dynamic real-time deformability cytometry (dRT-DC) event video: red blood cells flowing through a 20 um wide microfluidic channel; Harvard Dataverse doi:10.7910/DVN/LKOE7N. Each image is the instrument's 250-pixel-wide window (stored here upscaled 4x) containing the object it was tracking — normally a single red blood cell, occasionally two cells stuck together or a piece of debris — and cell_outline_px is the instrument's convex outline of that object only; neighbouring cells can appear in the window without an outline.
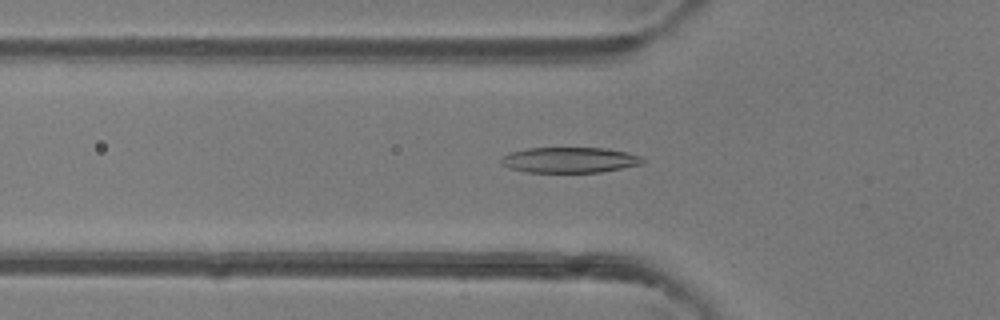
{"species": "common noctule bat (a hibernating species)", "species_latin": "Nyctalus noctula", "temperature_condition": "room temperature", "stored_images_in_passage": 47, "camera_frame_rate_fps": 3000, "um_per_image_px": 0.085, "animal": {"sex": "female"}, "frame": {"image": 1, "passage_image": 16, "time_ms": 5.0, "image_size_px": [1000, 320], "cell_outline_px": [[644, 164], [600, 172], [528, 172], [512, 168], [500, 164], [500, 160], [508, 152], [528, 148], [604, 148], [628, 152], [640, 156], [644, 160]], "centroid_in_image_um": [48.43, 13.59], "position_along_channel_um": 77.4, "area_um2": 21.04}}
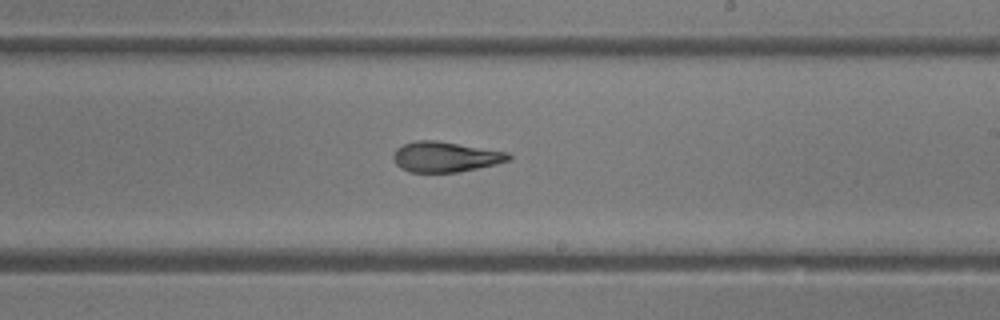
{"frame": {"image": 2, "passage_image": 28, "time_ms": 9.0, "image_size_px": [1000, 320], "cell_outline_px": [[512, 160], [496, 164], [460, 172], [408, 172], [400, 168], [392, 160], [392, 156], [396, 148], [404, 144], [416, 140], [436, 140], [508, 152], [512, 156]], "centroid_in_image_um": [37.84, 13.33], "position_along_channel_um": 251.2, "area_um2": 20.58}}
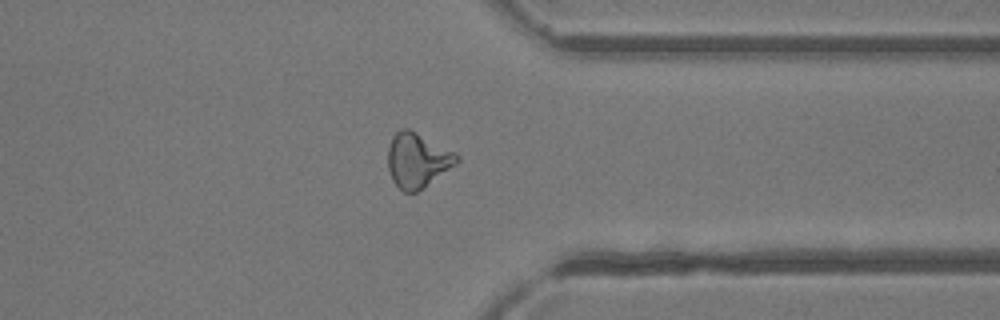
{"frame": {"image": 3, "passage_image": 37, "time_ms": 12.0, "image_size_px": [1000, 320], "cell_outline_px": [[460, 160], [456, 164], [424, 188], [416, 192], [404, 192], [392, 180], [388, 168], [388, 148], [392, 136], [400, 128], [408, 128], [456, 152], [460, 156]], "centroid_in_image_um": [35.49, 13.61], "position_along_channel_um": 375.9, "area_um2": 22.02}, "authors_computed_cell_mechanics": {"area_um2": 21.0392, "velocity_mm_per_s": 4.3134, "shape_relaxation_time_tau1_ms": 6.4957, "shape_relaxation_time_tau2_ms": 2.3896, "deformation_change_tau1": 0.226, "deformation_change_tau2": 0.1264}}